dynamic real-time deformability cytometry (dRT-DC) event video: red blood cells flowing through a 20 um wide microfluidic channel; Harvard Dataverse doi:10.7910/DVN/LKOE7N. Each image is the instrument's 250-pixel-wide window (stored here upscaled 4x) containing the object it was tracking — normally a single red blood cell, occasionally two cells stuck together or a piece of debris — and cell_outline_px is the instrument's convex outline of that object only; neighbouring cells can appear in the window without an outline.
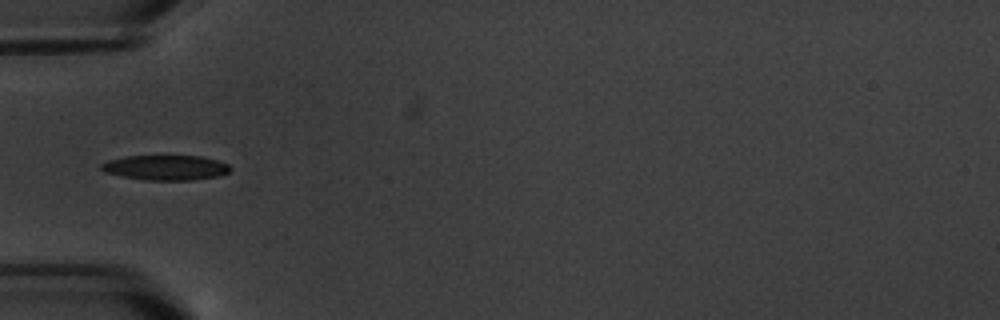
{"species": "common noctule bat (a hibernating species)", "species_latin": "Nyctalus noctula", "temperature_condition": "warm", "stored_images_in_passage": 2, "camera_frame_rate_fps": 3000, "um_per_image_px": 0.085, "animal": {"sex": "male", "body_mass_g": 20.1, "forearm_length_mm": 53.5}, "frame": {"image": 1, "passage_image": 1, "time_ms": 0.0, "image_size_px": [1000, 320], "cell_outline_px": [[232, 168], [228, 172], [216, 176], [192, 180], [148, 180], [124, 176], [104, 172], [100, 168], [100, 164], [108, 160], [124, 156], [200, 156], [216, 160], [228, 164]], "centroid_in_image_um": [14.06, 14.24], "position_along_channel_um": 70.9, "area_um2": 18.61}}